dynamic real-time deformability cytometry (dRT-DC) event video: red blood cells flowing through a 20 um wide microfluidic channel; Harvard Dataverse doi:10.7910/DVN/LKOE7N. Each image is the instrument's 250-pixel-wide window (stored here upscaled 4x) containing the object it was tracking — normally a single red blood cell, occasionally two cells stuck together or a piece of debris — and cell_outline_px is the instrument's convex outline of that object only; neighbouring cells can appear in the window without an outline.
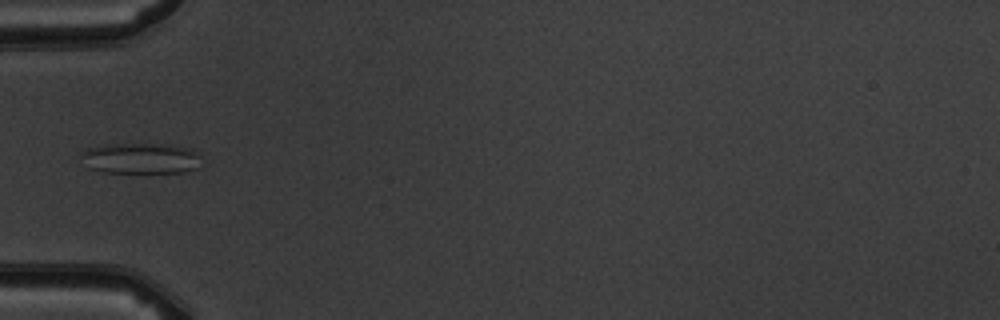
{"species": "common noctule bat (a hibernating species)", "species_latin": "Nyctalus noctula", "temperature_condition": "warm", "stored_images_in_passage": 7, "camera_frame_rate_fps": 3000, "um_per_image_px": 0.085, "animal": {"sex": "male", "body_mass_g": 19.5, "forearm_length_mm": 54.6}, "frame": {"image": 1, "passage_image": 5, "time_ms": 6.667, "image_size_px": [1000, 320], "cell_outline_px": [[200, 156], [196, 168], [184, 172], [100, 172], [88, 168], [80, 152], [88, 148], [104, 144], [160, 144], [192, 148], [200, 152]], "centroid_in_image_um": [11.95, 13.45], "position_along_channel_um": 73.0, "area_um2": 21.56}}
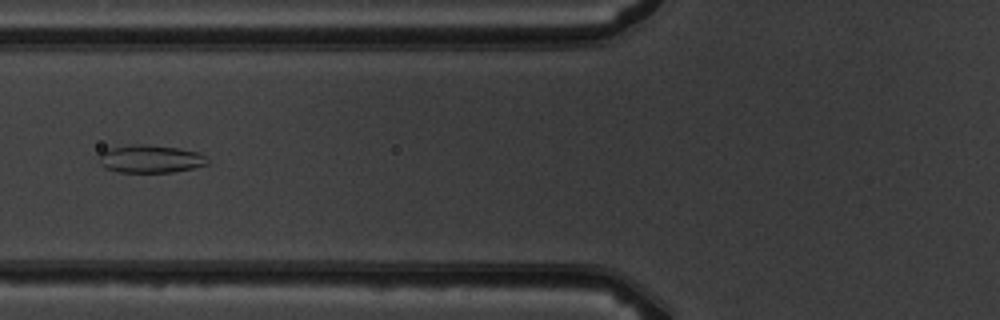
{"frame": {"image": 2, "passage_image": 6, "time_ms": 7.667, "image_size_px": [1000, 320], "cell_outline_px": [[208, 164], [192, 168], [172, 172], [120, 172], [104, 168], [100, 164], [100, 152], [108, 148], [132, 144], [136, 144], [176, 148], [200, 152], [208, 156]], "centroid_in_image_um": [12.79, 13.51], "position_along_channel_um": 113.0, "area_um2": 17.57}}